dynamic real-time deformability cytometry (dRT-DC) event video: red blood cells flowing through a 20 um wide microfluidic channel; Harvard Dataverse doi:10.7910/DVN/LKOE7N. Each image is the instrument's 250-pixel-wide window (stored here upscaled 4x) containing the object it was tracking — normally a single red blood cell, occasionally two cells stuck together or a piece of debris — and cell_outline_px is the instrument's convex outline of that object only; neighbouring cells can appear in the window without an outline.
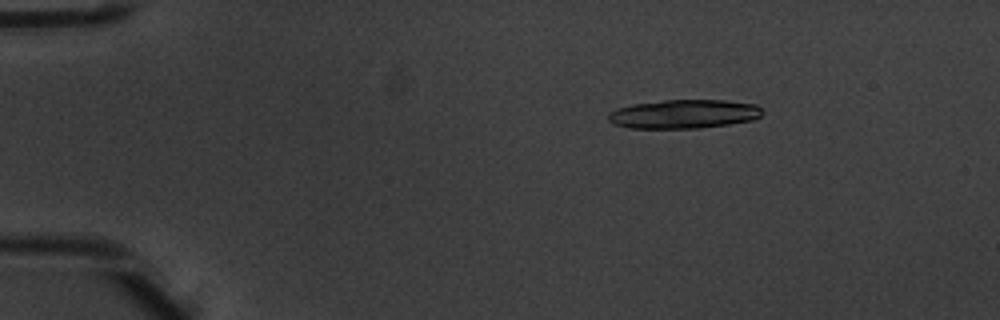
{"species": "common noctule bat (a hibernating species)", "species_latin": "Nyctalus noctula", "temperature_condition": "warm", "stored_images_in_passage": 5, "camera_frame_rate_fps": 3000, "um_per_image_px": 0.085, "animal": {"sex": "male", "body_mass_g": 20.1, "forearm_length_mm": 53.5}, "frame": {"image": 1, "passage_image": 3, "time_ms": 0.667, "image_size_px": [1000, 320], "cell_outline_px": [[764, 112], [760, 116], [752, 120], [728, 124], [700, 128], [628, 128], [612, 124], [608, 120], [608, 112], [616, 108], [632, 104], [664, 100], [724, 100], [756, 104]], "centroid_in_image_um": [58.09, 9.69], "position_along_channel_um": 26.9, "area_um2": 26.07}}